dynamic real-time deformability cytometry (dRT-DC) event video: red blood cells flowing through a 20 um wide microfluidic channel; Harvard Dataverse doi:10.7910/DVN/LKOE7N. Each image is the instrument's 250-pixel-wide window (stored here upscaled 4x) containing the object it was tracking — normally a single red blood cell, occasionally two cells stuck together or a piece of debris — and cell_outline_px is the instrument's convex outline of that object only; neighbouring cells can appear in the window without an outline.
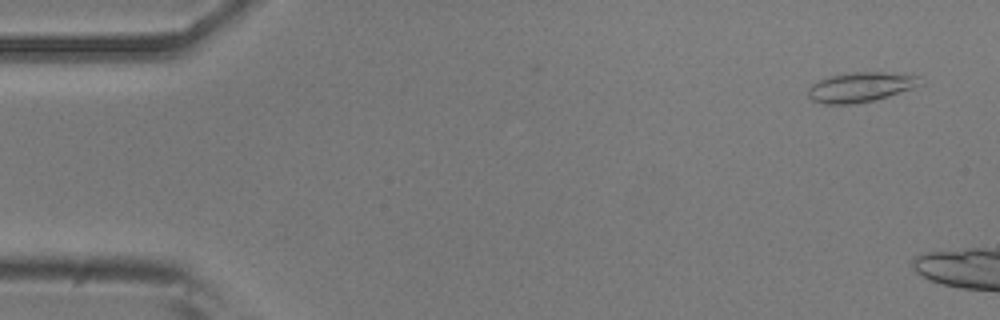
{"species": "common noctule bat (a hibernating species)", "species_latin": "Nyctalus noctula", "temperature_condition": "room temperature", "stored_images_in_passage": 7, "camera_frame_rate_fps": 3000, "um_per_image_px": 0.085, "animal": {"sex": "male", "body_mass_g": 20.5, "forearm_length_mm": 52.5}, "frame": {"image": 1, "passage_image": 3, "time_ms": 0.667, "image_size_px": [1000, 320], "cell_outline_px": [[916, 76], [912, 88], [876, 100], [848, 104], [824, 104], [812, 100], [808, 96], [808, 88], [812, 84], [820, 80], [832, 76], [852, 72], [884, 72]], "centroid_in_image_um": [73.01, 7.42], "position_along_channel_um": 12.0, "area_um2": 18.73}}